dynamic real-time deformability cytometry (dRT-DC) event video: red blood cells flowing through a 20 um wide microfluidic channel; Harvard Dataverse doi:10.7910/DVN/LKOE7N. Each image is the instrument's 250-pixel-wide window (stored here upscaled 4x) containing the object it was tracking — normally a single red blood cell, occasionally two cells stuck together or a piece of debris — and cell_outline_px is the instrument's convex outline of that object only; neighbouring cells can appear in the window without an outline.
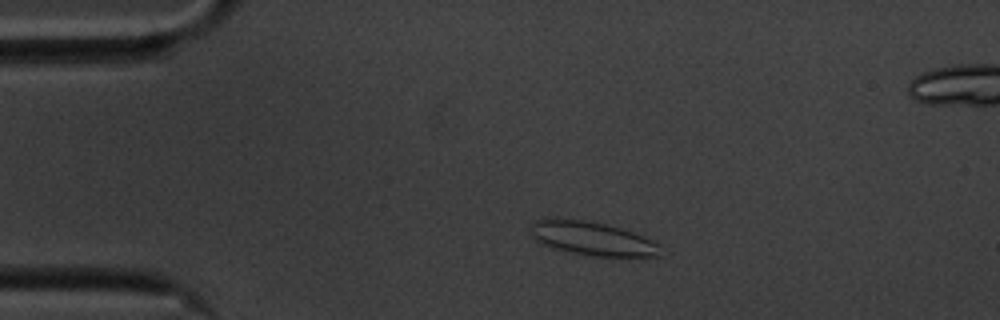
{"species": "common noctule bat (a hibernating species)", "species_latin": "Nyctalus noctula", "temperature_condition": "cold", "stored_images_in_passage": 48, "segment_of_instrument_passage": [1, 2], "camera_frame_rate_fps": 3000, "um_per_image_px": 0.085, "animal": {"sex": "male", "body_mass_g": 20.1, "forearm_length_mm": 53.5}, "frame": {"image": 1, "passage_image": 1, "time_ms": 0.0, "image_size_px": [1000, 320], "cell_outline_px": [[660, 256], [592, 256], [552, 248], [540, 244], [536, 240], [532, 232], [532, 224], [536, 220], [556, 216], [584, 220], [604, 224], [620, 228], [632, 232], [656, 244]], "centroid_in_image_um": [50.22, 20.25], "position_along_channel_um": 34.8, "area_um2": 25.09}}
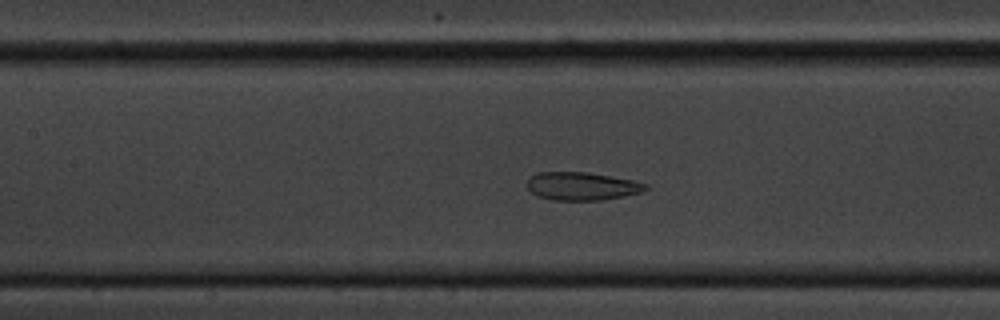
{"frame": {"image": 2, "passage_image": 15, "time_ms": 4.667, "image_size_px": [1000, 320], "cell_outline_px": [[648, 188], [640, 192], [624, 196], [600, 200], [552, 200], [536, 196], [528, 188], [528, 180], [536, 172], [588, 172], [632, 180], [648, 184]], "centroid_in_image_um": [49.45, 15.82], "position_along_channel_um": 158.0, "area_um2": 19.31}}
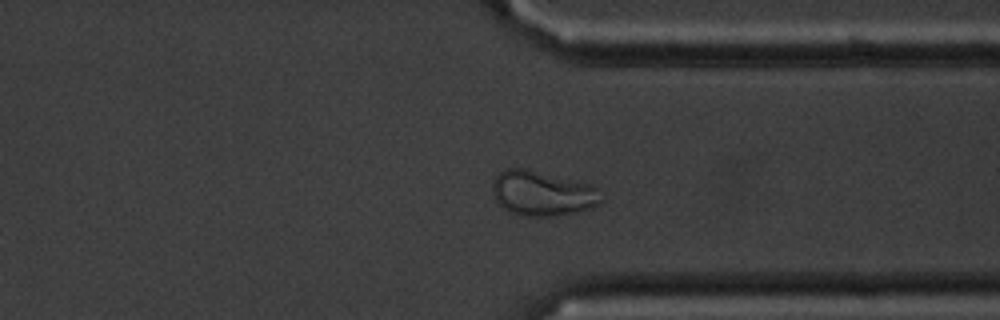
{"frame": {"image": 3, "passage_image": 33, "time_ms": 10.667, "image_size_px": [1000, 320], "cell_outline_px": [[604, 200], [600, 204], [576, 212], [556, 216], [524, 216], [508, 212], [496, 200], [492, 188], [492, 184], [496, 176], [500, 172], [508, 168], [524, 168], [592, 184], [596, 188]], "centroid_in_image_um": [46.11, 16.44], "position_along_channel_um": 365.3, "area_um2": 28.44}}